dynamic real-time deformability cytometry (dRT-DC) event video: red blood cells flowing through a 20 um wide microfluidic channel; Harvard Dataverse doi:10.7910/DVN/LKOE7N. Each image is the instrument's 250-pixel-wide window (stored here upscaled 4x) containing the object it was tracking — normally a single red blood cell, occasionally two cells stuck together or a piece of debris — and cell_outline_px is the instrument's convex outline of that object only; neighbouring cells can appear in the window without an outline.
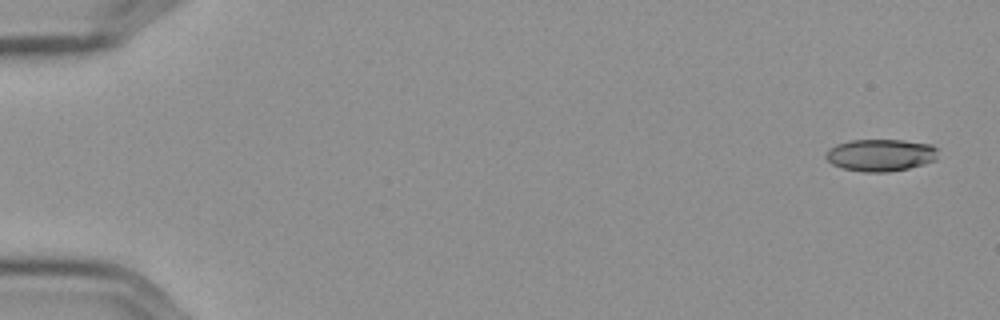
{"species": "Egyptian fruit bat (a non-hibernating species)", "species_latin": "Rousettus aegyptiacus", "temperature_condition": "cold", "stored_images_in_passage": 5, "camera_frame_rate_fps": 3000, "um_per_image_px": 0.085, "frame": {"image": 1, "passage_image": 1, "time_ms": 0.0, "image_size_px": [1000, 320], "cell_outline_px": [[936, 160], [924, 164], [908, 168], [888, 172], [864, 172], [844, 168], [832, 164], [824, 156], [836, 144], [852, 140], [904, 140], [932, 144], [936, 148]], "centroid_in_image_um": [74.87, 13.18], "position_along_channel_um": 10.1, "area_um2": 20.87}}
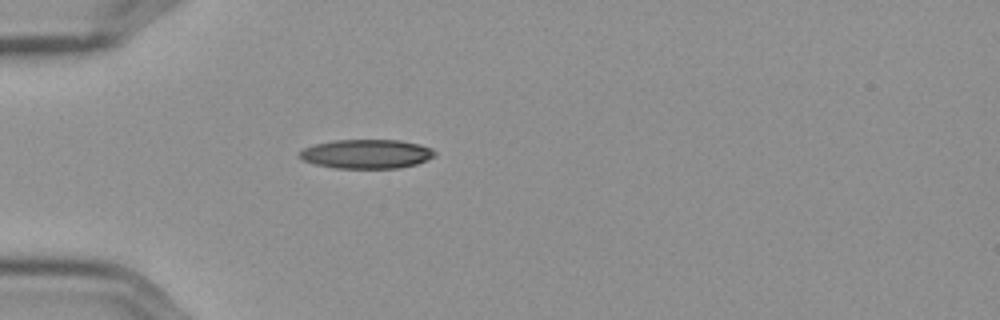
{"frame": {"image": 2, "passage_image": 5, "time_ms": 1.333, "image_size_px": [1000, 320], "cell_outline_px": [[436, 156], [428, 160], [416, 164], [400, 168], [336, 168], [316, 164], [304, 160], [300, 156], [300, 152], [304, 148], [316, 144], [332, 140], [400, 140], [420, 144], [432, 148], [436, 152]], "centroid_in_image_um": [31.22, 13.08], "position_along_channel_um": 53.8, "area_um2": 22.95}}